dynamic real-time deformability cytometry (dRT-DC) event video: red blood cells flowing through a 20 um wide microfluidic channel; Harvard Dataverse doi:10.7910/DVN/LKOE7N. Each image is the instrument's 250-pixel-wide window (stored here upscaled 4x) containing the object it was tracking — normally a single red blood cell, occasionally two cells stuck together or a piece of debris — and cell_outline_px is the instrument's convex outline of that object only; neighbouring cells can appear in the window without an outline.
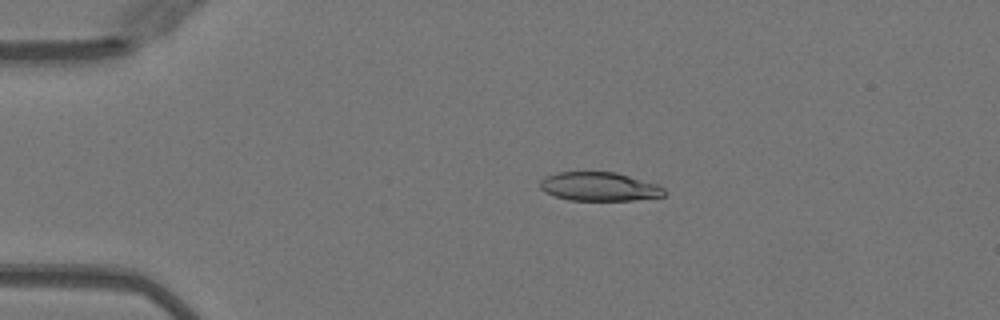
{"species": "Egyptian fruit bat (a non-hibernating species)", "species_latin": "Rousettus aegyptiacus", "temperature_condition": "warm", "stored_images_in_passage": 51, "camera_frame_rate_fps": 3000, "um_per_image_px": 0.085, "animal": {"sex": "female"}, "frame": {"image": 1, "passage_image": 11, "time_ms": 3.333, "image_size_px": [1000, 320], "cell_outline_px": [[668, 192], [664, 196], [632, 200], [568, 200], [544, 192], [540, 188], [540, 180], [544, 176], [556, 172], [616, 172], [656, 184], [664, 188]], "centroid_in_image_um": [50.92, 15.86], "position_along_channel_um": 34.1, "area_um2": 20.87}}
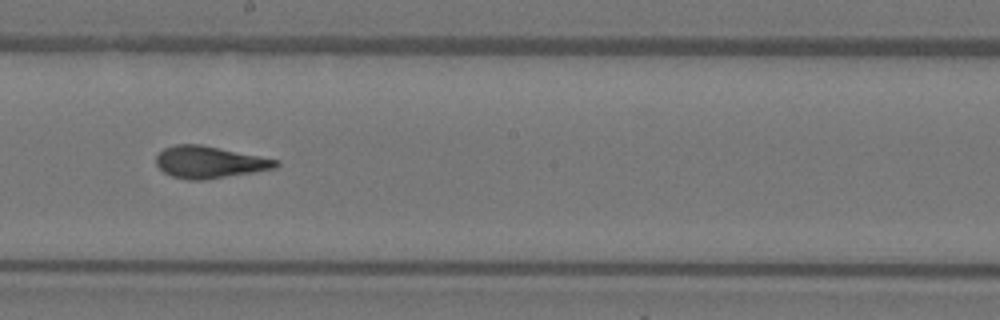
{"frame": {"image": 2, "passage_image": 29, "time_ms": 9.333, "image_size_px": [1000, 320], "cell_outline_px": [[280, 164], [276, 168], [204, 180], [188, 180], [172, 176], [164, 172], [156, 164], [156, 156], [164, 148], [176, 144], [200, 144], [280, 160]], "centroid_in_image_um": [17.8, 13.78], "position_along_channel_um": 230.4, "area_um2": 22.2}}
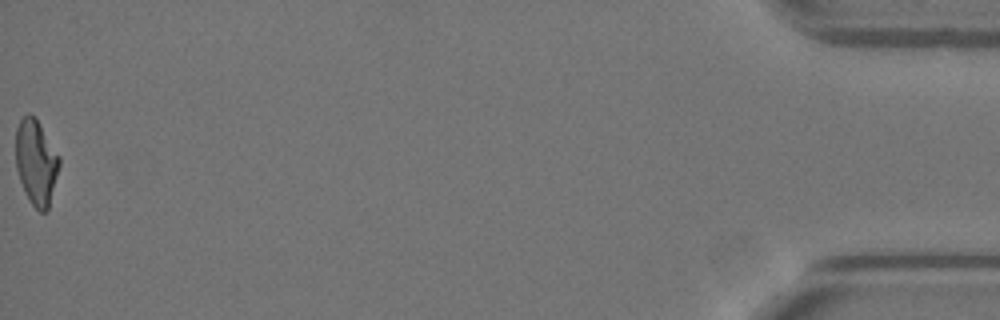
{"frame": {"image": 3, "passage_image": 51, "time_ms": 16.667, "image_size_px": [1000, 320], "cell_outline_px": [[60, 164], [48, 208], [44, 212], [40, 212], [28, 200], [24, 192], [16, 168], [16, 128], [20, 120], [28, 112], [36, 116], [60, 156]], "centroid_in_image_um": [3.07, 13.75], "position_along_channel_um": 432.1, "area_um2": 21.79}, "authors_computed_cell_mechanics": {"area_um2": 22.0796, "velocity_mm_per_s": 4.0613, "shape_relaxation_time_tau1_ms": null, "shape_relaxation_time_tau2_ms": 1.4987, "deformation_change_tau1": null, "deformation_change_tau2": 0.0824}}